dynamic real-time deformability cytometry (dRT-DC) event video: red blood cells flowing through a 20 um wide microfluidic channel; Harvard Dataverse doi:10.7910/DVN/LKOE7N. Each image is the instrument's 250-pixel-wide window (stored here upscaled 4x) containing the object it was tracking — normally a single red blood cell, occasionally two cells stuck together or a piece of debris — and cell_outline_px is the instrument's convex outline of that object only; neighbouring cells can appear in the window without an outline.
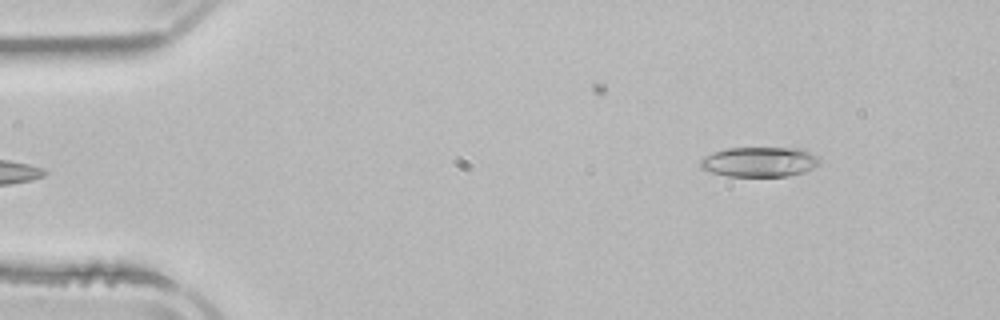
{"species": "common noctule bat (a hibernating species)", "species_latin": "Nyctalus noctula", "temperature_condition": "room temperature", "stored_images_in_passage": 4, "camera_frame_rate_fps": 3000, "um_per_image_px": 0.085, "animal": {"sex": "male", "body_mass_g": 21.5, "forearm_length_mm": 52.0}, "frame": {"image": 1, "passage_image": 4, "time_ms": 4.333, "image_size_px": [1000, 320], "cell_outline_px": [[820, 164], [804, 172], [788, 176], [724, 176], [700, 168], [700, 160], [704, 156], [712, 152], [728, 148], [804, 148], [820, 156]], "centroid_in_image_um": [64.59, 13.75], "position_along_channel_um": 20.4, "area_um2": 21.1}}